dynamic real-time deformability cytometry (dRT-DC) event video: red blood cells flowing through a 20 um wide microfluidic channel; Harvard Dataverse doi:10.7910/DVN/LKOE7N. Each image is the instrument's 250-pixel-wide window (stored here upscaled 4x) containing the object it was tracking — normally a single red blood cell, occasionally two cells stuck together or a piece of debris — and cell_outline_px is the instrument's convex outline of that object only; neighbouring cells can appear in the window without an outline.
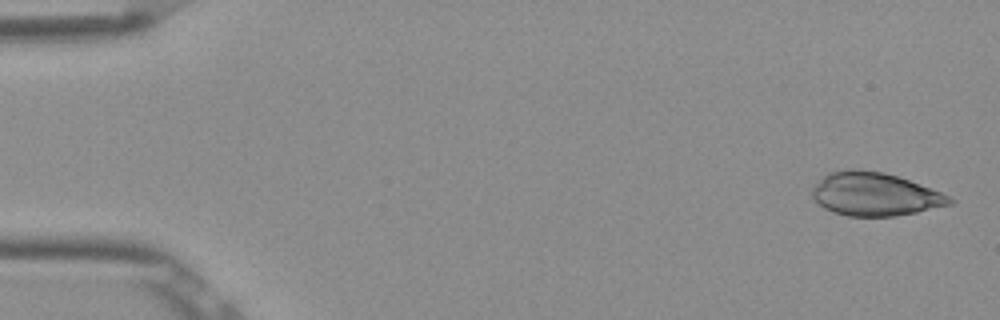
{"species": "Egyptian fruit bat (a non-hibernating species)", "species_latin": "Rousettus aegyptiacus", "temperature_condition": "room temperature", "stored_images_in_passage": 6, "camera_frame_rate_fps": 3000, "um_per_image_px": 0.085, "frame": {"image": 1, "passage_image": 1, "time_ms": 0.0, "image_size_px": [1000, 320], "cell_outline_px": [[956, 200], [952, 204], [916, 212], [896, 216], [848, 216], [832, 212], [824, 208], [812, 196], [812, 188], [828, 172], [848, 168], [856, 168], [884, 172], [908, 180], [940, 192]], "centroid_in_image_um": [74.33, 16.5], "position_along_channel_um": 10.7, "area_um2": 34.51}}
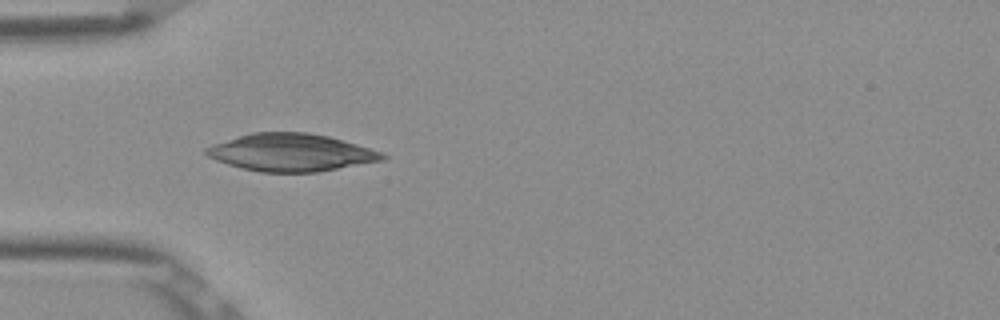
{"frame": {"image": 2, "passage_image": 5, "time_ms": 1.333, "image_size_px": [1000, 320], "cell_outline_px": [[388, 156], [384, 160], [316, 172], [260, 172], [228, 164], [216, 160], [208, 156], [204, 152], [204, 148], [212, 144], [252, 132], [308, 132], [328, 136], [384, 152]], "centroid_in_image_um": [24.74, 12.95], "position_along_channel_um": 60.3, "area_um2": 38.38}}
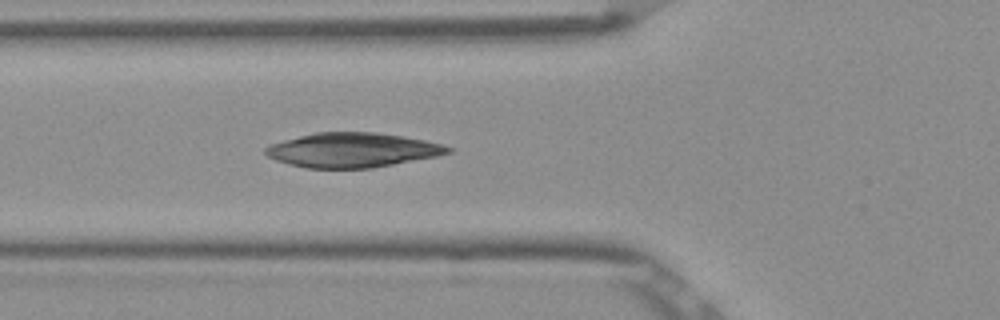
{"frame": {"image": 3, "passage_image": 6, "time_ms": 1.667, "image_size_px": [1000, 320], "cell_outline_px": [[456, 148], [452, 152], [436, 156], [372, 168], [308, 168], [288, 164], [276, 160], [268, 156], [264, 152], [264, 148], [272, 144], [284, 140], [316, 132], [376, 132], [404, 136], [444, 144]], "centroid_in_image_um": [30.0, 12.75], "position_along_channel_um": 95.8, "area_um2": 36.7}}